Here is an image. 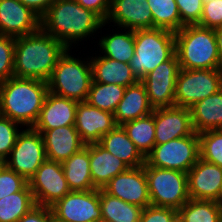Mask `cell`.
<instances>
[{
  "mask_svg": "<svg viewBox=\"0 0 222 222\" xmlns=\"http://www.w3.org/2000/svg\"><path fill=\"white\" fill-rule=\"evenodd\" d=\"M67 47L42 28L16 37L14 77L48 81Z\"/></svg>",
  "mask_w": 222,
  "mask_h": 222,
  "instance_id": "1",
  "label": "cell"
},
{
  "mask_svg": "<svg viewBox=\"0 0 222 222\" xmlns=\"http://www.w3.org/2000/svg\"><path fill=\"white\" fill-rule=\"evenodd\" d=\"M105 24L97 14L76 0H55L41 18V28L69 49L73 43L92 37Z\"/></svg>",
  "mask_w": 222,
  "mask_h": 222,
  "instance_id": "2",
  "label": "cell"
},
{
  "mask_svg": "<svg viewBox=\"0 0 222 222\" xmlns=\"http://www.w3.org/2000/svg\"><path fill=\"white\" fill-rule=\"evenodd\" d=\"M48 92L47 81L11 77L0 83V115L33 127Z\"/></svg>",
  "mask_w": 222,
  "mask_h": 222,
  "instance_id": "3",
  "label": "cell"
},
{
  "mask_svg": "<svg viewBox=\"0 0 222 222\" xmlns=\"http://www.w3.org/2000/svg\"><path fill=\"white\" fill-rule=\"evenodd\" d=\"M175 54L181 69H220L214 29L184 25L175 32Z\"/></svg>",
  "mask_w": 222,
  "mask_h": 222,
  "instance_id": "4",
  "label": "cell"
},
{
  "mask_svg": "<svg viewBox=\"0 0 222 222\" xmlns=\"http://www.w3.org/2000/svg\"><path fill=\"white\" fill-rule=\"evenodd\" d=\"M174 54L175 32L163 28L135 30L134 55L130 66L139 81Z\"/></svg>",
  "mask_w": 222,
  "mask_h": 222,
  "instance_id": "5",
  "label": "cell"
},
{
  "mask_svg": "<svg viewBox=\"0 0 222 222\" xmlns=\"http://www.w3.org/2000/svg\"><path fill=\"white\" fill-rule=\"evenodd\" d=\"M70 50L67 48L58 59L47 81L48 89L55 95L83 102L87 100L93 81L90 58H86L87 61L75 58Z\"/></svg>",
  "mask_w": 222,
  "mask_h": 222,
  "instance_id": "6",
  "label": "cell"
},
{
  "mask_svg": "<svg viewBox=\"0 0 222 222\" xmlns=\"http://www.w3.org/2000/svg\"><path fill=\"white\" fill-rule=\"evenodd\" d=\"M151 205L180 209L188 200L187 173L144 164Z\"/></svg>",
  "mask_w": 222,
  "mask_h": 222,
  "instance_id": "7",
  "label": "cell"
},
{
  "mask_svg": "<svg viewBox=\"0 0 222 222\" xmlns=\"http://www.w3.org/2000/svg\"><path fill=\"white\" fill-rule=\"evenodd\" d=\"M199 158L200 140L199 135L194 132L191 136L155 145L145 157V162L152 167L187 173Z\"/></svg>",
  "mask_w": 222,
  "mask_h": 222,
  "instance_id": "8",
  "label": "cell"
},
{
  "mask_svg": "<svg viewBox=\"0 0 222 222\" xmlns=\"http://www.w3.org/2000/svg\"><path fill=\"white\" fill-rule=\"evenodd\" d=\"M222 89V69H181L175 86V106L190 108Z\"/></svg>",
  "mask_w": 222,
  "mask_h": 222,
  "instance_id": "9",
  "label": "cell"
},
{
  "mask_svg": "<svg viewBox=\"0 0 222 222\" xmlns=\"http://www.w3.org/2000/svg\"><path fill=\"white\" fill-rule=\"evenodd\" d=\"M46 160L42 134L32 127H26L18 134L15 145L6 159V164L9 169L29 181Z\"/></svg>",
  "mask_w": 222,
  "mask_h": 222,
  "instance_id": "10",
  "label": "cell"
},
{
  "mask_svg": "<svg viewBox=\"0 0 222 222\" xmlns=\"http://www.w3.org/2000/svg\"><path fill=\"white\" fill-rule=\"evenodd\" d=\"M50 208L55 222H98L102 220L100 189L70 191Z\"/></svg>",
  "mask_w": 222,
  "mask_h": 222,
  "instance_id": "11",
  "label": "cell"
},
{
  "mask_svg": "<svg viewBox=\"0 0 222 222\" xmlns=\"http://www.w3.org/2000/svg\"><path fill=\"white\" fill-rule=\"evenodd\" d=\"M35 204L51 207L71 190L61 162L46 160L29 179Z\"/></svg>",
  "mask_w": 222,
  "mask_h": 222,
  "instance_id": "12",
  "label": "cell"
},
{
  "mask_svg": "<svg viewBox=\"0 0 222 222\" xmlns=\"http://www.w3.org/2000/svg\"><path fill=\"white\" fill-rule=\"evenodd\" d=\"M180 66L176 54L159 64L140 81L153 109L175 106V86Z\"/></svg>",
  "mask_w": 222,
  "mask_h": 222,
  "instance_id": "13",
  "label": "cell"
},
{
  "mask_svg": "<svg viewBox=\"0 0 222 222\" xmlns=\"http://www.w3.org/2000/svg\"><path fill=\"white\" fill-rule=\"evenodd\" d=\"M103 190L143 209L151 205L144 165L129 168L127 171L116 175L103 187Z\"/></svg>",
  "mask_w": 222,
  "mask_h": 222,
  "instance_id": "14",
  "label": "cell"
},
{
  "mask_svg": "<svg viewBox=\"0 0 222 222\" xmlns=\"http://www.w3.org/2000/svg\"><path fill=\"white\" fill-rule=\"evenodd\" d=\"M41 28V18L19 0H0V35L20 37Z\"/></svg>",
  "mask_w": 222,
  "mask_h": 222,
  "instance_id": "15",
  "label": "cell"
},
{
  "mask_svg": "<svg viewBox=\"0 0 222 222\" xmlns=\"http://www.w3.org/2000/svg\"><path fill=\"white\" fill-rule=\"evenodd\" d=\"M154 125L155 145L194 133L190 108L172 106L154 109Z\"/></svg>",
  "mask_w": 222,
  "mask_h": 222,
  "instance_id": "16",
  "label": "cell"
},
{
  "mask_svg": "<svg viewBox=\"0 0 222 222\" xmlns=\"http://www.w3.org/2000/svg\"><path fill=\"white\" fill-rule=\"evenodd\" d=\"M74 126L85 144L98 143L117 124L113 113L96 108L86 101L78 102Z\"/></svg>",
  "mask_w": 222,
  "mask_h": 222,
  "instance_id": "17",
  "label": "cell"
},
{
  "mask_svg": "<svg viewBox=\"0 0 222 222\" xmlns=\"http://www.w3.org/2000/svg\"><path fill=\"white\" fill-rule=\"evenodd\" d=\"M104 22H113L114 26H118L116 30L153 29L152 11L147 0H111Z\"/></svg>",
  "mask_w": 222,
  "mask_h": 222,
  "instance_id": "18",
  "label": "cell"
},
{
  "mask_svg": "<svg viewBox=\"0 0 222 222\" xmlns=\"http://www.w3.org/2000/svg\"><path fill=\"white\" fill-rule=\"evenodd\" d=\"M189 199L215 201L222 185V168L199 158L187 172Z\"/></svg>",
  "mask_w": 222,
  "mask_h": 222,
  "instance_id": "19",
  "label": "cell"
},
{
  "mask_svg": "<svg viewBox=\"0 0 222 222\" xmlns=\"http://www.w3.org/2000/svg\"><path fill=\"white\" fill-rule=\"evenodd\" d=\"M78 101L48 92L33 125L36 131H47L63 126H74Z\"/></svg>",
  "mask_w": 222,
  "mask_h": 222,
  "instance_id": "20",
  "label": "cell"
},
{
  "mask_svg": "<svg viewBox=\"0 0 222 222\" xmlns=\"http://www.w3.org/2000/svg\"><path fill=\"white\" fill-rule=\"evenodd\" d=\"M42 134L47 160L63 162L85 147L75 126H63Z\"/></svg>",
  "mask_w": 222,
  "mask_h": 222,
  "instance_id": "21",
  "label": "cell"
},
{
  "mask_svg": "<svg viewBox=\"0 0 222 222\" xmlns=\"http://www.w3.org/2000/svg\"><path fill=\"white\" fill-rule=\"evenodd\" d=\"M89 159L92 182L96 189H103L112 178L130 168L99 143L89 144Z\"/></svg>",
  "mask_w": 222,
  "mask_h": 222,
  "instance_id": "22",
  "label": "cell"
},
{
  "mask_svg": "<svg viewBox=\"0 0 222 222\" xmlns=\"http://www.w3.org/2000/svg\"><path fill=\"white\" fill-rule=\"evenodd\" d=\"M153 110L145 85L138 81L125 88L123 98L114 112V117L116 124L122 125L125 122L148 116Z\"/></svg>",
  "mask_w": 222,
  "mask_h": 222,
  "instance_id": "23",
  "label": "cell"
},
{
  "mask_svg": "<svg viewBox=\"0 0 222 222\" xmlns=\"http://www.w3.org/2000/svg\"><path fill=\"white\" fill-rule=\"evenodd\" d=\"M100 55H92L90 58L93 82L128 87L139 81L133 74L130 64Z\"/></svg>",
  "mask_w": 222,
  "mask_h": 222,
  "instance_id": "24",
  "label": "cell"
},
{
  "mask_svg": "<svg viewBox=\"0 0 222 222\" xmlns=\"http://www.w3.org/2000/svg\"><path fill=\"white\" fill-rule=\"evenodd\" d=\"M98 143L130 168H137L145 164V157L129 139L121 125H117L113 130L102 136Z\"/></svg>",
  "mask_w": 222,
  "mask_h": 222,
  "instance_id": "25",
  "label": "cell"
},
{
  "mask_svg": "<svg viewBox=\"0 0 222 222\" xmlns=\"http://www.w3.org/2000/svg\"><path fill=\"white\" fill-rule=\"evenodd\" d=\"M191 121L197 134L222 129V89L190 107Z\"/></svg>",
  "mask_w": 222,
  "mask_h": 222,
  "instance_id": "26",
  "label": "cell"
},
{
  "mask_svg": "<svg viewBox=\"0 0 222 222\" xmlns=\"http://www.w3.org/2000/svg\"><path fill=\"white\" fill-rule=\"evenodd\" d=\"M89 144L62 162L64 176L71 191L96 189L90 172Z\"/></svg>",
  "mask_w": 222,
  "mask_h": 222,
  "instance_id": "27",
  "label": "cell"
},
{
  "mask_svg": "<svg viewBox=\"0 0 222 222\" xmlns=\"http://www.w3.org/2000/svg\"><path fill=\"white\" fill-rule=\"evenodd\" d=\"M118 30L115 34H106L99 38V52L102 56L130 64L134 55L135 30L123 29ZM127 30V31H126Z\"/></svg>",
  "mask_w": 222,
  "mask_h": 222,
  "instance_id": "28",
  "label": "cell"
},
{
  "mask_svg": "<svg viewBox=\"0 0 222 222\" xmlns=\"http://www.w3.org/2000/svg\"><path fill=\"white\" fill-rule=\"evenodd\" d=\"M102 219L109 222H140L143 208L127 203L100 189Z\"/></svg>",
  "mask_w": 222,
  "mask_h": 222,
  "instance_id": "29",
  "label": "cell"
},
{
  "mask_svg": "<svg viewBox=\"0 0 222 222\" xmlns=\"http://www.w3.org/2000/svg\"><path fill=\"white\" fill-rule=\"evenodd\" d=\"M121 126L140 153L146 157L155 146L154 110L148 116L125 122Z\"/></svg>",
  "mask_w": 222,
  "mask_h": 222,
  "instance_id": "30",
  "label": "cell"
},
{
  "mask_svg": "<svg viewBox=\"0 0 222 222\" xmlns=\"http://www.w3.org/2000/svg\"><path fill=\"white\" fill-rule=\"evenodd\" d=\"M35 205L32 191L27 184L21 191L0 199V222H17Z\"/></svg>",
  "mask_w": 222,
  "mask_h": 222,
  "instance_id": "31",
  "label": "cell"
},
{
  "mask_svg": "<svg viewBox=\"0 0 222 222\" xmlns=\"http://www.w3.org/2000/svg\"><path fill=\"white\" fill-rule=\"evenodd\" d=\"M221 209L215 201L189 199L177 210L180 222H220Z\"/></svg>",
  "mask_w": 222,
  "mask_h": 222,
  "instance_id": "32",
  "label": "cell"
},
{
  "mask_svg": "<svg viewBox=\"0 0 222 222\" xmlns=\"http://www.w3.org/2000/svg\"><path fill=\"white\" fill-rule=\"evenodd\" d=\"M125 88L117 84H103L92 81L86 102L114 114L118 103L123 98Z\"/></svg>",
  "mask_w": 222,
  "mask_h": 222,
  "instance_id": "33",
  "label": "cell"
},
{
  "mask_svg": "<svg viewBox=\"0 0 222 222\" xmlns=\"http://www.w3.org/2000/svg\"><path fill=\"white\" fill-rule=\"evenodd\" d=\"M153 17V28H163L173 32L179 31L181 22L179 9L175 0H147Z\"/></svg>",
  "mask_w": 222,
  "mask_h": 222,
  "instance_id": "34",
  "label": "cell"
},
{
  "mask_svg": "<svg viewBox=\"0 0 222 222\" xmlns=\"http://www.w3.org/2000/svg\"><path fill=\"white\" fill-rule=\"evenodd\" d=\"M198 135L200 158L222 168V129L208 130Z\"/></svg>",
  "mask_w": 222,
  "mask_h": 222,
  "instance_id": "35",
  "label": "cell"
},
{
  "mask_svg": "<svg viewBox=\"0 0 222 222\" xmlns=\"http://www.w3.org/2000/svg\"><path fill=\"white\" fill-rule=\"evenodd\" d=\"M15 40L13 36L0 35V83L14 77Z\"/></svg>",
  "mask_w": 222,
  "mask_h": 222,
  "instance_id": "36",
  "label": "cell"
},
{
  "mask_svg": "<svg viewBox=\"0 0 222 222\" xmlns=\"http://www.w3.org/2000/svg\"><path fill=\"white\" fill-rule=\"evenodd\" d=\"M21 127L23 126L18 122L0 115V157H9L17 136L23 129Z\"/></svg>",
  "mask_w": 222,
  "mask_h": 222,
  "instance_id": "37",
  "label": "cell"
},
{
  "mask_svg": "<svg viewBox=\"0 0 222 222\" xmlns=\"http://www.w3.org/2000/svg\"><path fill=\"white\" fill-rule=\"evenodd\" d=\"M28 181L7 166L0 172V199L21 191Z\"/></svg>",
  "mask_w": 222,
  "mask_h": 222,
  "instance_id": "38",
  "label": "cell"
},
{
  "mask_svg": "<svg viewBox=\"0 0 222 222\" xmlns=\"http://www.w3.org/2000/svg\"><path fill=\"white\" fill-rule=\"evenodd\" d=\"M181 22L184 25H196L201 20L203 0H175Z\"/></svg>",
  "mask_w": 222,
  "mask_h": 222,
  "instance_id": "39",
  "label": "cell"
},
{
  "mask_svg": "<svg viewBox=\"0 0 222 222\" xmlns=\"http://www.w3.org/2000/svg\"><path fill=\"white\" fill-rule=\"evenodd\" d=\"M197 25L210 29L222 26V0L204 2L201 20Z\"/></svg>",
  "mask_w": 222,
  "mask_h": 222,
  "instance_id": "40",
  "label": "cell"
},
{
  "mask_svg": "<svg viewBox=\"0 0 222 222\" xmlns=\"http://www.w3.org/2000/svg\"><path fill=\"white\" fill-rule=\"evenodd\" d=\"M176 219V209L155 205L145 207L140 216V222H174Z\"/></svg>",
  "mask_w": 222,
  "mask_h": 222,
  "instance_id": "41",
  "label": "cell"
},
{
  "mask_svg": "<svg viewBox=\"0 0 222 222\" xmlns=\"http://www.w3.org/2000/svg\"><path fill=\"white\" fill-rule=\"evenodd\" d=\"M17 222H54V217L50 207L36 204Z\"/></svg>",
  "mask_w": 222,
  "mask_h": 222,
  "instance_id": "42",
  "label": "cell"
},
{
  "mask_svg": "<svg viewBox=\"0 0 222 222\" xmlns=\"http://www.w3.org/2000/svg\"><path fill=\"white\" fill-rule=\"evenodd\" d=\"M82 7L92 10L103 21L106 20L111 0H76Z\"/></svg>",
  "mask_w": 222,
  "mask_h": 222,
  "instance_id": "43",
  "label": "cell"
},
{
  "mask_svg": "<svg viewBox=\"0 0 222 222\" xmlns=\"http://www.w3.org/2000/svg\"><path fill=\"white\" fill-rule=\"evenodd\" d=\"M19 1L22 2L27 8L31 9L34 13H36L40 18H42L55 0H19Z\"/></svg>",
  "mask_w": 222,
  "mask_h": 222,
  "instance_id": "44",
  "label": "cell"
},
{
  "mask_svg": "<svg viewBox=\"0 0 222 222\" xmlns=\"http://www.w3.org/2000/svg\"><path fill=\"white\" fill-rule=\"evenodd\" d=\"M214 33L216 37L218 55L220 59V69H222V26L215 28Z\"/></svg>",
  "mask_w": 222,
  "mask_h": 222,
  "instance_id": "45",
  "label": "cell"
},
{
  "mask_svg": "<svg viewBox=\"0 0 222 222\" xmlns=\"http://www.w3.org/2000/svg\"><path fill=\"white\" fill-rule=\"evenodd\" d=\"M215 203L219 206V208L222 210V185L220 187V190H219V193H218V196L215 200Z\"/></svg>",
  "mask_w": 222,
  "mask_h": 222,
  "instance_id": "46",
  "label": "cell"
},
{
  "mask_svg": "<svg viewBox=\"0 0 222 222\" xmlns=\"http://www.w3.org/2000/svg\"><path fill=\"white\" fill-rule=\"evenodd\" d=\"M7 166L6 159L3 157H0V172Z\"/></svg>",
  "mask_w": 222,
  "mask_h": 222,
  "instance_id": "47",
  "label": "cell"
},
{
  "mask_svg": "<svg viewBox=\"0 0 222 222\" xmlns=\"http://www.w3.org/2000/svg\"><path fill=\"white\" fill-rule=\"evenodd\" d=\"M98 222H109V221H105V220L102 219V220H99Z\"/></svg>",
  "mask_w": 222,
  "mask_h": 222,
  "instance_id": "48",
  "label": "cell"
},
{
  "mask_svg": "<svg viewBox=\"0 0 222 222\" xmlns=\"http://www.w3.org/2000/svg\"><path fill=\"white\" fill-rule=\"evenodd\" d=\"M220 222H222V211H221V216H220Z\"/></svg>",
  "mask_w": 222,
  "mask_h": 222,
  "instance_id": "49",
  "label": "cell"
}]
</instances>
